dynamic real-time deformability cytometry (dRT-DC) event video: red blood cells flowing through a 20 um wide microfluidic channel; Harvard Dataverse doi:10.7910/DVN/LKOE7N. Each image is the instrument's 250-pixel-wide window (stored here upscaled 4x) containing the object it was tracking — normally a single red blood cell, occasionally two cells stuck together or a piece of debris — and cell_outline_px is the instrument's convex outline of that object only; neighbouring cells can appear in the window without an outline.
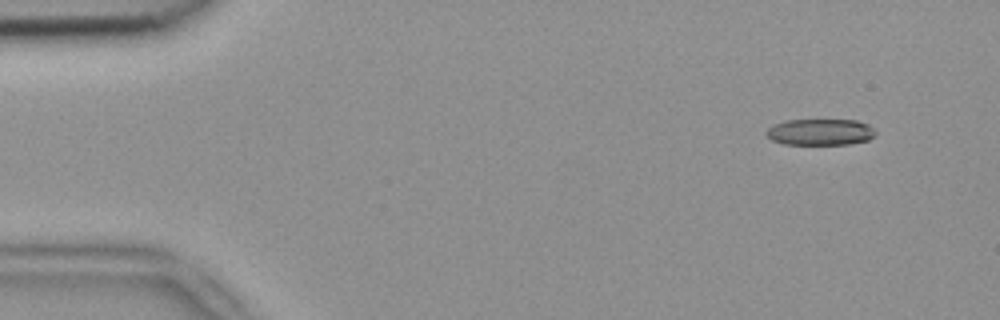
{"species": "common noctule bat (a hibernating species)", "species_latin": "Nyctalus noctula", "temperature_condition": "room temperature", "stored_images_in_passage": 5, "camera_frame_rate_fps": 3000, "um_per_image_px": 0.085, "animal": {"sex": "female", "body_mass_g": 18.4}, "frame": {"image": 1, "passage_image": 2, "time_ms": 0.333, "image_size_px": [1000, 320], "cell_outline_px": [[876, 136], [868, 140], [848, 144], [784, 144], [772, 140], [764, 132], [772, 124], [784, 120], [856, 120], [868, 124], [876, 128]], "centroid_in_image_um": [69.74, 11.21], "position_along_channel_um": 15.3, "area_um2": 16.99}}
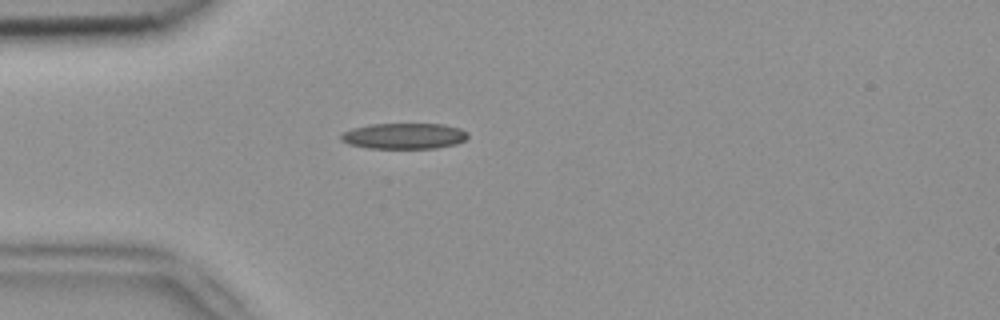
{"frame": {"image": 2, "passage_image": 5, "time_ms": 1.333, "image_size_px": [1000, 320], "cell_outline_px": [[468, 136], [464, 140], [456, 144], [436, 148], [368, 148], [348, 144], [340, 140], [340, 132], [352, 128], [368, 124], [440, 124], [460, 128], [468, 132]], "centroid_in_image_um": [34.3, 11.56], "position_along_channel_um": 50.7, "area_um2": 19.25}}